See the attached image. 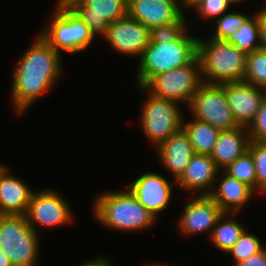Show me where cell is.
Wrapping results in <instances>:
<instances>
[{"mask_svg":"<svg viewBox=\"0 0 266 266\" xmlns=\"http://www.w3.org/2000/svg\"><path fill=\"white\" fill-rule=\"evenodd\" d=\"M20 56L13 71L11 95L16 114L21 115L47 93L62 74L61 54L39 34Z\"/></svg>","mask_w":266,"mask_h":266,"instance_id":"1","label":"cell"},{"mask_svg":"<svg viewBox=\"0 0 266 266\" xmlns=\"http://www.w3.org/2000/svg\"><path fill=\"white\" fill-rule=\"evenodd\" d=\"M93 216L109 229L116 231H143L152 227L156 220L129 189L105 192L96 196Z\"/></svg>","mask_w":266,"mask_h":266,"instance_id":"2","label":"cell"},{"mask_svg":"<svg viewBox=\"0 0 266 266\" xmlns=\"http://www.w3.org/2000/svg\"><path fill=\"white\" fill-rule=\"evenodd\" d=\"M246 56L231 43L210 38L197 39V58L203 83L221 85L243 81Z\"/></svg>","mask_w":266,"mask_h":266,"instance_id":"3","label":"cell"},{"mask_svg":"<svg viewBox=\"0 0 266 266\" xmlns=\"http://www.w3.org/2000/svg\"><path fill=\"white\" fill-rule=\"evenodd\" d=\"M186 31L177 41L148 45L137 69V87H143L153 76L189 64L197 56L198 36Z\"/></svg>","mask_w":266,"mask_h":266,"instance_id":"4","label":"cell"},{"mask_svg":"<svg viewBox=\"0 0 266 266\" xmlns=\"http://www.w3.org/2000/svg\"><path fill=\"white\" fill-rule=\"evenodd\" d=\"M39 244L25 215H0V249L13 266H37Z\"/></svg>","mask_w":266,"mask_h":266,"instance_id":"5","label":"cell"},{"mask_svg":"<svg viewBox=\"0 0 266 266\" xmlns=\"http://www.w3.org/2000/svg\"><path fill=\"white\" fill-rule=\"evenodd\" d=\"M202 84L200 63L196 56L189 64L157 74L138 88L157 98L184 103L188 107Z\"/></svg>","mask_w":266,"mask_h":266,"instance_id":"6","label":"cell"},{"mask_svg":"<svg viewBox=\"0 0 266 266\" xmlns=\"http://www.w3.org/2000/svg\"><path fill=\"white\" fill-rule=\"evenodd\" d=\"M48 22L39 32L40 36L60 54L62 51H84L95 38L89 27L70 9L55 8Z\"/></svg>","mask_w":266,"mask_h":266,"instance_id":"7","label":"cell"},{"mask_svg":"<svg viewBox=\"0 0 266 266\" xmlns=\"http://www.w3.org/2000/svg\"><path fill=\"white\" fill-rule=\"evenodd\" d=\"M147 95L140 113L141 127L156 148L161 142L182 129L184 115L179 103L157 98L148 92Z\"/></svg>","mask_w":266,"mask_h":266,"instance_id":"8","label":"cell"},{"mask_svg":"<svg viewBox=\"0 0 266 266\" xmlns=\"http://www.w3.org/2000/svg\"><path fill=\"white\" fill-rule=\"evenodd\" d=\"M188 109L194 119L209 123L220 131L239 127L229 108L224 84L203 83L194 94Z\"/></svg>","mask_w":266,"mask_h":266,"instance_id":"9","label":"cell"},{"mask_svg":"<svg viewBox=\"0 0 266 266\" xmlns=\"http://www.w3.org/2000/svg\"><path fill=\"white\" fill-rule=\"evenodd\" d=\"M71 209L55 190L44 189L33 192L25 216L28 224L39 234L37 226L53 228L72 223L74 214Z\"/></svg>","mask_w":266,"mask_h":266,"instance_id":"10","label":"cell"},{"mask_svg":"<svg viewBox=\"0 0 266 266\" xmlns=\"http://www.w3.org/2000/svg\"><path fill=\"white\" fill-rule=\"evenodd\" d=\"M128 0H83L70 10L96 35L104 36L109 24L127 16Z\"/></svg>","mask_w":266,"mask_h":266,"instance_id":"11","label":"cell"},{"mask_svg":"<svg viewBox=\"0 0 266 266\" xmlns=\"http://www.w3.org/2000/svg\"><path fill=\"white\" fill-rule=\"evenodd\" d=\"M115 52L141 57L150 42V31L128 15L109 24L103 36Z\"/></svg>","mask_w":266,"mask_h":266,"instance_id":"12","label":"cell"},{"mask_svg":"<svg viewBox=\"0 0 266 266\" xmlns=\"http://www.w3.org/2000/svg\"><path fill=\"white\" fill-rule=\"evenodd\" d=\"M192 197L179 216L178 231L188 236L209 232L210 236L224 212L208 195Z\"/></svg>","mask_w":266,"mask_h":266,"instance_id":"13","label":"cell"},{"mask_svg":"<svg viewBox=\"0 0 266 266\" xmlns=\"http://www.w3.org/2000/svg\"><path fill=\"white\" fill-rule=\"evenodd\" d=\"M173 184L158 173L147 172L128 185L130 192L156 218L166 210L172 196Z\"/></svg>","mask_w":266,"mask_h":266,"instance_id":"14","label":"cell"},{"mask_svg":"<svg viewBox=\"0 0 266 266\" xmlns=\"http://www.w3.org/2000/svg\"><path fill=\"white\" fill-rule=\"evenodd\" d=\"M224 90L234 120L239 127L248 128L265 97L264 91L245 81L224 83Z\"/></svg>","mask_w":266,"mask_h":266,"instance_id":"15","label":"cell"},{"mask_svg":"<svg viewBox=\"0 0 266 266\" xmlns=\"http://www.w3.org/2000/svg\"><path fill=\"white\" fill-rule=\"evenodd\" d=\"M182 14L179 0H128L127 15L149 31L176 21Z\"/></svg>","mask_w":266,"mask_h":266,"instance_id":"16","label":"cell"},{"mask_svg":"<svg viewBox=\"0 0 266 266\" xmlns=\"http://www.w3.org/2000/svg\"><path fill=\"white\" fill-rule=\"evenodd\" d=\"M221 172L214 160L208 154H194L186 169L175 181L181 189L199 192V195H209L215 187L217 175Z\"/></svg>","mask_w":266,"mask_h":266,"instance_id":"17","label":"cell"},{"mask_svg":"<svg viewBox=\"0 0 266 266\" xmlns=\"http://www.w3.org/2000/svg\"><path fill=\"white\" fill-rule=\"evenodd\" d=\"M156 152L161 165L163 164L164 169L172 174L174 181L181 176L195 154L189 137L183 129L161 142L156 147Z\"/></svg>","mask_w":266,"mask_h":266,"instance_id":"18","label":"cell"},{"mask_svg":"<svg viewBox=\"0 0 266 266\" xmlns=\"http://www.w3.org/2000/svg\"><path fill=\"white\" fill-rule=\"evenodd\" d=\"M221 177L217 175L218 185L208 195L224 213H237L242 210L245 204L252 200L256 193L250 186L239 182L236 178L230 177L224 171ZM219 177V178H218ZM220 179V180H219ZM249 200V201H248Z\"/></svg>","mask_w":266,"mask_h":266,"instance_id":"19","label":"cell"},{"mask_svg":"<svg viewBox=\"0 0 266 266\" xmlns=\"http://www.w3.org/2000/svg\"><path fill=\"white\" fill-rule=\"evenodd\" d=\"M9 173L0 177V215H26L33 189Z\"/></svg>","mask_w":266,"mask_h":266,"instance_id":"20","label":"cell"},{"mask_svg":"<svg viewBox=\"0 0 266 266\" xmlns=\"http://www.w3.org/2000/svg\"><path fill=\"white\" fill-rule=\"evenodd\" d=\"M250 138L245 127H238L235 130L221 131L218 140L210 154L216 163L217 168L223 171L238 157L248 151Z\"/></svg>","mask_w":266,"mask_h":266,"instance_id":"21","label":"cell"},{"mask_svg":"<svg viewBox=\"0 0 266 266\" xmlns=\"http://www.w3.org/2000/svg\"><path fill=\"white\" fill-rule=\"evenodd\" d=\"M185 121V117H183L182 129L188 135L194 153L210 155L221 131L209 123L194 118L192 121Z\"/></svg>","mask_w":266,"mask_h":266,"instance_id":"22","label":"cell"},{"mask_svg":"<svg viewBox=\"0 0 266 266\" xmlns=\"http://www.w3.org/2000/svg\"><path fill=\"white\" fill-rule=\"evenodd\" d=\"M237 215V213H223L210 235L211 243L224 253H227L246 230L238 220L236 221Z\"/></svg>","mask_w":266,"mask_h":266,"instance_id":"23","label":"cell"},{"mask_svg":"<svg viewBox=\"0 0 266 266\" xmlns=\"http://www.w3.org/2000/svg\"><path fill=\"white\" fill-rule=\"evenodd\" d=\"M225 42L231 43L238 50L246 54L262 49L258 11L254 12V14L238 28V31L232 32Z\"/></svg>","mask_w":266,"mask_h":266,"instance_id":"24","label":"cell"},{"mask_svg":"<svg viewBox=\"0 0 266 266\" xmlns=\"http://www.w3.org/2000/svg\"><path fill=\"white\" fill-rule=\"evenodd\" d=\"M243 81L266 89V50L260 49L246 56V70Z\"/></svg>","mask_w":266,"mask_h":266,"instance_id":"25","label":"cell"},{"mask_svg":"<svg viewBox=\"0 0 266 266\" xmlns=\"http://www.w3.org/2000/svg\"><path fill=\"white\" fill-rule=\"evenodd\" d=\"M224 172L230 177L236 178L239 182L247 184L257 193V177L252 155L249 151H246L227 166Z\"/></svg>","mask_w":266,"mask_h":266,"instance_id":"26","label":"cell"},{"mask_svg":"<svg viewBox=\"0 0 266 266\" xmlns=\"http://www.w3.org/2000/svg\"><path fill=\"white\" fill-rule=\"evenodd\" d=\"M263 249L264 246L261 244L260 239L256 235H253L252 233L249 234L248 231L245 230L226 254L233 256L234 266H236L238 263L257 254Z\"/></svg>","mask_w":266,"mask_h":266,"instance_id":"27","label":"cell"},{"mask_svg":"<svg viewBox=\"0 0 266 266\" xmlns=\"http://www.w3.org/2000/svg\"><path fill=\"white\" fill-rule=\"evenodd\" d=\"M187 25L183 13L176 21L150 31L149 45H161L165 42L177 41L187 31Z\"/></svg>","mask_w":266,"mask_h":266,"instance_id":"28","label":"cell"},{"mask_svg":"<svg viewBox=\"0 0 266 266\" xmlns=\"http://www.w3.org/2000/svg\"><path fill=\"white\" fill-rule=\"evenodd\" d=\"M251 15L247 16L242 12H226L216 21V29L210 39L225 41L232 32L238 31Z\"/></svg>","mask_w":266,"mask_h":266,"instance_id":"29","label":"cell"},{"mask_svg":"<svg viewBox=\"0 0 266 266\" xmlns=\"http://www.w3.org/2000/svg\"><path fill=\"white\" fill-rule=\"evenodd\" d=\"M248 151L254 162L257 193L266 194V142L250 141Z\"/></svg>","mask_w":266,"mask_h":266,"instance_id":"30","label":"cell"},{"mask_svg":"<svg viewBox=\"0 0 266 266\" xmlns=\"http://www.w3.org/2000/svg\"><path fill=\"white\" fill-rule=\"evenodd\" d=\"M232 5L228 0H203L193 9L203 19H215L221 17Z\"/></svg>","mask_w":266,"mask_h":266,"instance_id":"31","label":"cell"},{"mask_svg":"<svg viewBox=\"0 0 266 266\" xmlns=\"http://www.w3.org/2000/svg\"><path fill=\"white\" fill-rule=\"evenodd\" d=\"M250 141L266 142V98L261 102L254 121L247 128Z\"/></svg>","mask_w":266,"mask_h":266,"instance_id":"32","label":"cell"},{"mask_svg":"<svg viewBox=\"0 0 266 266\" xmlns=\"http://www.w3.org/2000/svg\"><path fill=\"white\" fill-rule=\"evenodd\" d=\"M236 266H266V247L257 254L238 263Z\"/></svg>","mask_w":266,"mask_h":266,"instance_id":"33","label":"cell"},{"mask_svg":"<svg viewBox=\"0 0 266 266\" xmlns=\"http://www.w3.org/2000/svg\"><path fill=\"white\" fill-rule=\"evenodd\" d=\"M258 23L260 27L261 48L266 50V4L258 10Z\"/></svg>","mask_w":266,"mask_h":266,"instance_id":"34","label":"cell"},{"mask_svg":"<svg viewBox=\"0 0 266 266\" xmlns=\"http://www.w3.org/2000/svg\"><path fill=\"white\" fill-rule=\"evenodd\" d=\"M80 266H113L111 260L105 257L93 258L91 261L80 264Z\"/></svg>","mask_w":266,"mask_h":266,"instance_id":"35","label":"cell"},{"mask_svg":"<svg viewBox=\"0 0 266 266\" xmlns=\"http://www.w3.org/2000/svg\"><path fill=\"white\" fill-rule=\"evenodd\" d=\"M83 0H58L55 8L60 9H70L72 6H74L76 3L82 2Z\"/></svg>","mask_w":266,"mask_h":266,"instance_id":"36","label":"cell"},{"mask_svg":"<svg viewBox=\"0 0 266 266\" xmlns=\"http://www.w3.org/2000/svg\"><path fill=\"white\" fill-rule=\"evenodd\" d=\"M201 1L203 0H179V5L182 13H184V9L186 8L187 10L190 8H194L196 5H198ZM184 8V9H183Z\"/></svg>","mask_w":266,"mask_h":266,"instance_id":"37","label":"cell"},{"mask_svg":"<svg viewBox=\"0 0 266 266\" xmlns=\"http://www.w3.org/2000/svg\"><path fill=\"white\" fill-rule=\"evenodd\" d=\"M0 266H13L6 254L0 249Z\"/></svg>","mask_w":266,"mask_h":266,"instance_id":"38","label":"cell"},{"mask_svg":"<svg viewBox=\"0 0 266 266\" xmlns=\"http://www.w3.org/2000/svg\"><path fill=\"white\" fill-rule=\"evenodd\" d=\"M8 169V166H5L3 163H0V177L3 175V173Z\"/></svg>","mask_w":266,"mask_h":266,"instance_id":"39","label":"cell"},{"mask_svg":"<svg viewBox=\"0 0 266 266\" xmlns=\"http://www.w3.org/2000/svg\"><path fill=\"white\" fill-rule=\"evenodd\" d=\"M230 2L231 5H234V4H241L242 2H246V0H228ZM241 2V3H240Z\"/></svg>","mask_w":266,"mask_h":266,"instance_id":"40","label":"cell"},{"mask_svg":"<svg viewBox=\"0 0 266 266\" xmlns=\"http://www.w3.org/2000/svg\"><path fill=\"white\" fill-rule=\"evenodd\" d=\"M151 266H177V265H172V264H155V265H151Z\"/></svg>","mask_w":266,"mask_h":266,"instance_id":"41","label":"cell"}]
</instances>
